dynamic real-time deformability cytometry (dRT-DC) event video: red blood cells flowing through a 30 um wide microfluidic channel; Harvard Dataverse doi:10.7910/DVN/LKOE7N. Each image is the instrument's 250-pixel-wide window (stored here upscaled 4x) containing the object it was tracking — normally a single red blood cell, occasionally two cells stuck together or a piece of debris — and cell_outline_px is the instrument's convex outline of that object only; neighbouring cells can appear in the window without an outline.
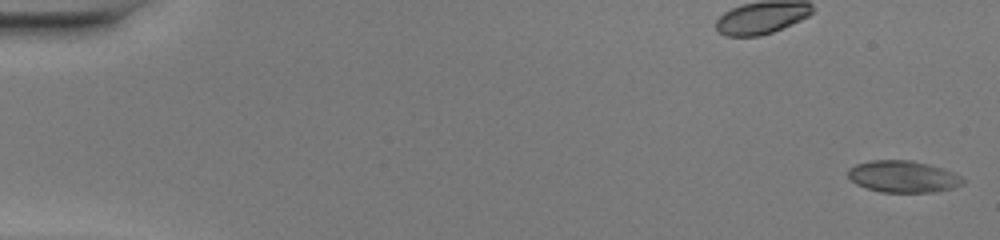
{"species": "common noctule bat (a hibernating species)", "species_latin": "Nyctalus noctula", "temperature_condition": "warm", "stored_images_in_passage": 50, "camera_frame_rate_fps": 3000, "um_per_image_px": 0.085, "animal": {"sex": "female", "body_mass_g": 20.0, "forearm_length_mm": 54.0}, "frame": {"image": 1, "passage_image": 1, "time_ms": 0.0, "image_size_px": [1000, 240], "cell_outline_px": [[968, 180], [964, 184], [952, 188], [932, 192], [880, 192], [856, 184], [848, 176], [848, 168], [856, 164], [868, 160], [912, 160], [944, 168]], "centroid_in_image_um": [76.78, 15.0], "position_along_channel_um": 8.2, "area_um2": 21.39}}
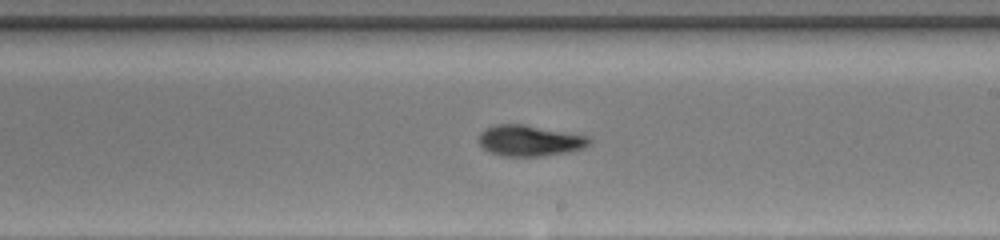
{"frame": {"image": 2, "passage_image": 30, "time_ms": 9.667, "image_size_px": [1000, 240], "cell_outline_px": [[592, 144], [584, 148], [568, 152], [540, 156], [504, 156], [488, 152], [480, 144], [480, 132], [484, 128], [492, 124], [524, 124], [588, 136], [592, 140]], "centroid_in_image_um": [45.03, 11.95], "position_along_channel_um": 244.0, "area_um2": 20.06}}
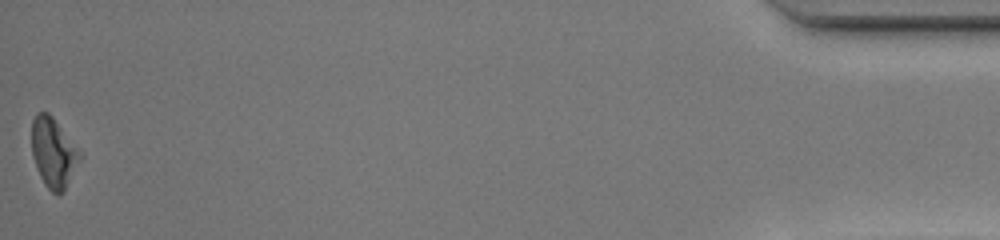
{"frame": {"image": 3, "passage_image": 50, "time_ms": 16.333, "image_size_px": [1000, 240], "cell_outline_px": [[80, 160], [64, 192], [60, 196], [56, 196], [44, 184], [40, 176], [32, 156], [32, 120], [36, 112], [48, 112], [52, 116], [80, 152]], "centroid_in_image_um": [4.52, 13.01], "position_along_channel_um": 430.7, "area_um2": 19.42}, "authors_computed_cell_mechanics": {"area_um2": 19.8543, "velocity_mm_per_s": 4.1703, "shape_relaxation_time_tau1_ms": 2.9822, "shape_relaxation_time_tau2_ms": 3.3256, "deformation_change_tau1": 0.1534, "deformation_change_tau2": 0.1104}}